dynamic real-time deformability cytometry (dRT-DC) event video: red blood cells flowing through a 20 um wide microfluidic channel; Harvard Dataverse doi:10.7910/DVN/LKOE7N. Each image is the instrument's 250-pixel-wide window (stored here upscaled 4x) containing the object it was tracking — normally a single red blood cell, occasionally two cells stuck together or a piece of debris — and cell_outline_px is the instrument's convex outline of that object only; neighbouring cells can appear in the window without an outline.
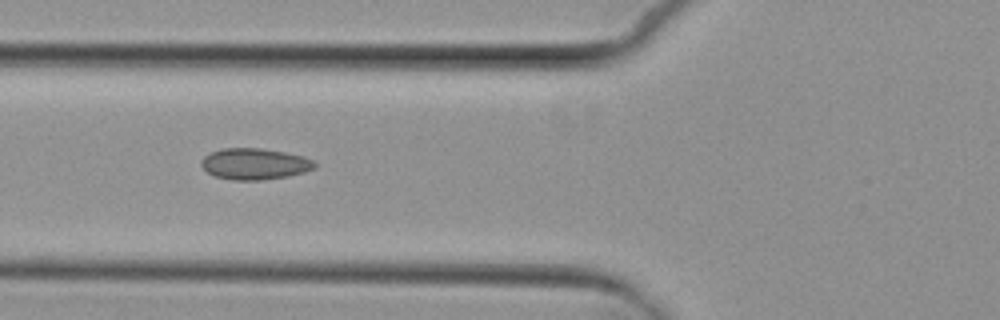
{"species": "common noctule bat (a hibernating species)", "species_latin": "Nyctalus noctula", "temperature_condition": "cold", "stored_images_in_passage": 5, "camera_frame_rate_fps": 3000, "um_per_image_px": 0.085, "animal": {"sex": "female", "body_mass_g": 29.2, "forearm_length_mm": 56.3}, "frame": {"image": 1, "passage_image": 3, "time_ms": 1.667, "image_size_px": [1000, 320], "cell_outline_px": [[316, 168], [304, 172], [288, 176], [260, 180], [232, 180], [212, 176], [200, 164], [200, 160], [204, 156], [212, 152], [224, 148], [260, 148], [284, 152], [304, 156], [312, 160], [316, 164]], "centroid_in_image_um": [21.63, 13.93], "position_along_channel_um": 104.2, "area_um2": 20.69}}
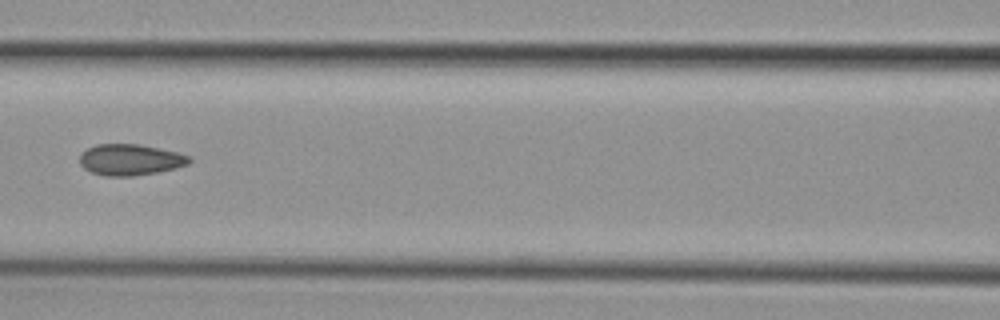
{"frame": {"image": 2, "passage_image": 4, "time_ms": 3.0, "image_size_px": [1000, 320], "cell_outline_px": [[192, 160], [188, 164], [176, 168], [156, 172], [132, 176], [104, 176], [92, 172], [84, 168], [80, 164], [80, 152], [96, 144], [140, 144], [160, 148], [176, 152], [188, 156]], "centroid_in_image_um": [11.05, 13.57], "position_along_channel_um": 155.6, "area_um2": 19.88}}
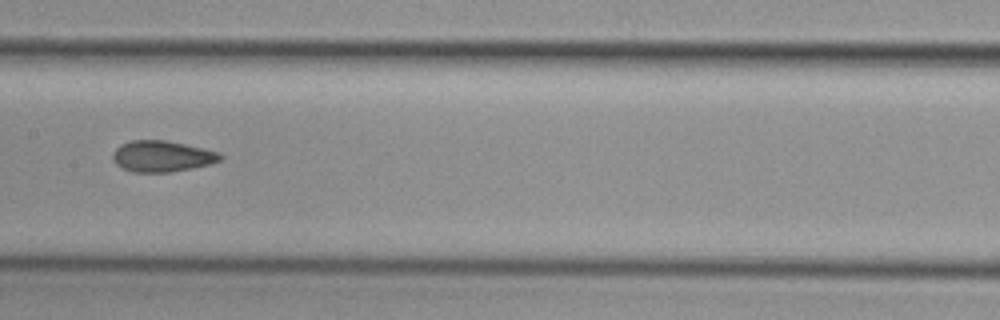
{"frame": {"image": 3, "passage_image": 5, "time_ms": 4.0, "image_size_px": [1000, 320], "cell_outline_px": [[224, 156], [220, 160], [208, 164], [192, 168], [168, 172], [132, 172], [116, 164], [112, 160], [112, 152], [120, 144], [132, 140], [164, 140], [204, 148], [220, 152]], "centroid_in_image_um": [13.75, 13.27], "position_along_channel_um": 193.6, "area_um2": 19.48}}